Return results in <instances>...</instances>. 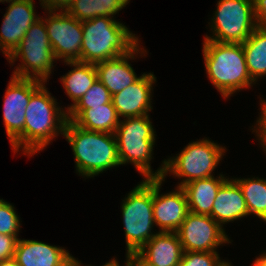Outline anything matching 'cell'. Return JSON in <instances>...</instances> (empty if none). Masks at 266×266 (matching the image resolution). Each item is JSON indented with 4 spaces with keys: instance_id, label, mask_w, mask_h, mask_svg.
<instances>
[{
    "instance_id": "cell-8",
    "label": "cell",
    "mask_w": 266,
    "mask_h": 266,
    "mask_svg": "<svg viewBox=\"0 0 266 266\" xmlns=\"http://www.w3.org/2000/svg\"><path fill=\"white\" fill-rule=\"evenodd\" d=\"M225 149L209 139L189 143L178 156L164 160L163 178L170 172L175 177H185L179 187L195 179L213 177L212 172L222 160Z\"/></svg>"
},
{
    "instance_id": "cell-20",
    "label": "cell",
    "mask_w": 266,
    "mask_h": 266,
    "mask_svg": "<svg viewBox=\"0 0 266 266\" xmlns=\"http://www.w3.org/2000/svg\"><path fill=\"white\" fill-rule=\"evenodd\" d=\"M217 178L213 176L205 179H195L182 186L190 212L211 216L213 203L219 188L229 179L221 174Z\"/></svg>"
},
{
    "instance_id": "cell-23",
    "label": "cell",
    "mask_w": 266,
    "mask_h": 266,
    "mask_svg": "<svg viewBox=\"0 0 266 266\" xmlns=\"http://www.w3.org/2000/svg\"><path fill=\"white\" fill-rule=\"evenodd\" d=\"M246 64L251 79L266 75V29L257 27L242 43Z\"/></svg>"
},
{
    "instance_id": "cell-36",
    "label": "cell",
    "mask_w": 266,
    "mask_h": 266,
    "mask_svg": "<svg viewBox=\"0 0 266 266\" xmlns=\"http://www.w3.org/2000/svg\"><path fill=\"white\" fill-rule=\"evenodd\" d=\"M257 136L259 137L258 140H261V145L264 148V151H266V133H257Z\"/></svg>"
},
{
    "instance_id": "cell-10",
    "label": "cell",
    "mask_w": 266,
    "mask_h": 266,
    "mask_svg": "<svg viewBox=\"0 0 266 266\" xmlns=\"http://www.w3.org/2000/svg\"><path fill=\"white\" fill-rule=\"evenodd\" d=\"M43 84L34 79L11 76L4 96L3 122L10 144L15 152L23 150L25 110L31 95Z\"/></svg>"
},
{
    "instance_id": "cell-31",
    "label": "cell",
    "mask_w": 266,
    "mask_h": 266,
    "mask_svg": "<svg viewBox=\"0 0 266 266\" xmlns=\"http://www.w3.org/2000/svg\"><path fill=\"white\" fill-rule=\"evenodd\" d=\"M41 5L43 8L46 9V11L48 10V12L50 11H58V9L61 11H66L72 0H40Z\"/></svg>"
},
{
    "instance_id": "cell-18",
    "label": "cell",
    "mask_w": 266,
    "mask_h": 266,
    "mask_svg": "<svg viewBox=\"0 0 266 266\" xmlns=\"http://www.w3.org/2000/svg\"><path fill=\"white\" fill-rule=\"evenodd\" d=\"M139 49V46H137L127 55L95 64L97 79L108 89L112 96L140 78L137 77L133 67L128 63L129 59H134L136 53L138 55L140 52L141 54L144 51L146 52L143 48Z\"/></svg>"
},
{
    "instance_id": "cell-3",
    "label": "cell",
    "mask_w": 266,
    "mask_h": 266,
    "mask_svg": "<svg viewBox=\"0 0 266 266\" xmlns=\"http://www.w3.org/2000/svg\"><path fill=\"white\" fill-rule=\"evenodd\" d=\"M202 51L208 78L224 98L254 84L242 44L204 40Z\"/></svg>"
},
{
    "instance_id": "cell-14",
    "label": "cell",
    "mask_w": 266,
    "mask_h": 266,
    "mask_svg": "<svg viewBox=\"0 0 266 266\" xmlns=\"http://www.w3.org/2000/svg\"><path fill=\"white\" fill-rule=\"evenodd\" d=\"M33 4V0L10 2L0 30V50L5 57L15 50L30 26L40 18L35 14Z\"/></svg>"
},
{
    "instance_id": "cell-25",
    "label": "cell",
    "mask_w": 266,
    "mask_h": 266,
    "mask_svg": "<svg viewBox=\"0 0 266 266\" xmlns=\"http://www.w3.org/2000/svg\"><path fill=\"white\" fill-rule=\"evenodd\" d=\"M233 180L242 191L249 215L254 214L266 222V180L255 177Z\"/></svg>"
},
{
    "instance_id": "cell-38",
    "label": "cell",
    "mask_w": 266,
    "mask_h": 266,
    "mask_svg": "<svg viewBox=\"0 0 266 266\" xmlns=\"http://www.w3.org/2000/svg\"><path fill=\"white\" fill-rule=\"evenodd\" d=\"M67 266H81V263L76 260V258H73L68 264Z\"/></svg>"
},
{
    "instance_id": "cell-13",
    "label": "cell",
    "mask_w": 266,
    "mask_h": 266,
    "mask_svg": "<svg viewBox=\"0 0 266 266\" xmlns=\"http://www.w3.org/2000/svg\"><path fill=\"white\" fill-rule=\"evenodd\" d=\"M165 178H153V219L159 232H177L189 212L187 197L182 187L174 192L159 194Z\"/></svg>"
},
{
    "instance_id": "cell-24",
    "label": "cell",
    "mask_w": 266,
    "mask_h": 266,
    "mask_svg": "<svg viewBox=\"0 0 266 266\" xmlns=\"http://www.w3.org/2000/svg\"><path fill=\"white\" fill-rule=\"evenodd\" d=\"M129 2V0H72L66 11L80 22H84L99 16L113 17Z\"/></svg>"
},
{
    "instance_id": "cell-35",
    "label": "cell",
    "mask_w": 266,
    "mask_h": 266,
    "mask_svg": "<svg viewBox=\"0 0 266 266\" xmlns=\"http://www.w3.org/2000/svg\"><path fill=\"white\" fill-rule=\"evenodd\" d=\"M0 266H20L17 260L13 257L7 260L0 261Z\"/></svg>"
},
{
    "instance_id": "cell-28",
    "label": "cell",
    "mask_w": 266,
    "mask_h": 266,
    "mask_svg": "<svg viewBox=\"0 0 266 266\" xmlns=\"http://www.w3.org/2000/svg\"><path fill=\"white\" fill-rule=\"evenodd\" d=\"M20 219L10 203L0 200V234L12 235L18 238Z\"/></svg>"
},
{
    "instance_id": "cell-39",
    "label": "cell",
    "mask_w": 266,
    "mask_h": 266,
    "mask_svg": "<svg viewBox=\"0 0 266 266\" xmlns=\"http://www.w3.org/2000/svg\"><path fill=\"white\" fill-rule=\"evenodd\" d=\"M8 2V3H10V2H12V1H14V0H0V2Z\"/></svg>"
},
{
    "instance_id": "cell-2",
    "label": "cell",
    "mask_w": 266,
    "mask_h": 266,
    "mask_svg": "<svg viewBox=\"0 0 266 266\" xmlns=\"http://www.w3.org/2000/svg\"><path fill=\"white\" fill-rule=\"evenodd\" d=\"M63 135L72 147L79 175L94 177L120 165L114 134L86 130L67 120Z\"/></svg>"
},
{
    "instance_id": "cell-22",
    "label": "cell",
    "mask_w": 266,
    "mask_h": 266,
    "mask_svg": "<svg viewBox=\"0 0 266 266\" xmlns=\"http://www.w3.org/2000/svg\"><path fill=\"white\" fill-rule=\"evenodd\" d=\"M120 120L113 102H110L85 109L73 122L86 130L114 134Z\"/></svg>"
},
{
    "instance_id": "cell-16",
    "label": "cell",
    "mask_w": 266,
    "mask_h": 266,
    "mask_svg": "<svg viewBox=\"0 0 266 266\" xmlns=\"http://www.w3.org/2000/svg\"><path fill=\"white\" fill-rule=\"evenodd\" d=\"M14 258L20 266H67L74 257L61 247L18 239Z\"/></svg>"
},
{
    "instance_id": "cell-11",
    "label": "cell",
    "mask_w": 266,
    "mask_h": 266,
    "mask_svg": "<svg viewBox=\"0 0 266 266\" xmlns=\"http://www.w3.org/2000/svg\"><path fill=\"white\" fill-rule=\"evenodd\" d=\"M44 20L51 48L56 59L80 62L83 37L82 22L67 11H50Z\"/></svg>"
},
{
    "instance_id": "cell-19",
    "label": "cell",
    "mask_w": 266,
    "mask_h": 266,
    "mask_svg": "<svg viewBox=\"0 0 266 266\" xmlns=\"http://www.w3.org/2000/svg\"><path fill=\"white\" fill-rule=\"evenodd\" d=\"M245 198L239 185L227 180L215 197L211 217L222 227L223 224L248 216Z\"/></svg>"
},
{
    "instance_id": "cell-30",
    "label": "cell",
    "mask_w": 266,
    "mask_h": 266,
    "mask_svg": "<svg viewBox=\"0 0 266 266\" xmlns=\"http://www.w3.org/2000/svg\"><path fill=\"white\" fill-rule=\"evenodd\" d=\"M257 27L266 29V0H253Z\"/></svg>"
},
{
    "instance_id": "cell-26",
    "label": "cell",
    "mask_w": 266,
    "mask_h": 266,
    "mask_svg": "<svg viewBox=\"0 0 266 266\" xmlns=\"http://www.w3.org/2000/svg\"><path fill=\"white\" fill-rule=\"evenodd\" d=\"M112 102V95L98 80L81 97V99L67 111V120L74 121L85 109L101 106Z\"/></svg>"
},
{
    "instance_id": "cell-34",
    "label": "cell",
    "mask_w": 266,
    "mask_h": 266,
    "mask_svg": "<svg viewBox=\"0 0 266 266\" xmlns=\"http://www.w3.org/2000/svg\"><path fill=\"white\" fill-rule=\"evenodd\" d=\"M253 266H266V253L261 254L257 257L253 263Z\"/></svg>"
},
{
    "instance_id": "cell-37",
    "label": "cell",
    "mask_w": 266,
    "mask_h": 266,
    "mask_svg": "<svg viewBox=\"0 0 266 266\" xmlns=\"http://www.w3.org/2000/svg\"><path fill=\"white\" fill-rule=\"evenodd\" d=\"M102 266H119V263L116 259H112L111 261H109L108 263H106L105 265H102ZM125 266H129L127 260H126Z\"/></svg>"
},
{
    "instance_id": "cell-5",
    "label": "cell",
    "mask_w": 266,
    "mask_h": 266,
    "mask_svg": "<svg viewBox=\"0 0 266 266\" xmlns=\"http://www.w3.org/2000/svg\"><path fill=\"white\" fill-rule=\"evenodd\" d=\"M114 135L120 165L132 163L145 179L163 178L164 162L155 173L150 166L156 135L149 115L120 120Z\"/></svg>"
},
{
    "instance_id": "cell-29",
    "label": "cell",
    "mask_w": 266,
    "mask_h": 266,
    "mask_svg": "<svg viewBox=\"0 0 266 266\" xmlns=\"http://www.w3.org/2000/svg\"><path fill=\"white\" fill-rule=\"evenodd\" d=\"M17 241L15 236L0 234V261L14 257Z\"/></svg>"
},
{
    "instance_id": "cell-12",
    "label": "cell",
    "mask_w": 266,
    "mask_h": 266,
    "mask_svg": "<svg viewBox=\"0 0 266 266\" xmlns=\"http://www.w3.org/2000/svg\"><path fill=\"white\" fill-rule=\"evenodd\" d=\"M177 234L184 252H216L221 244L231 243L223 227L211 216L190 211Z\"/></svg>"
},
{
    "instance_id": "cell-27",
    "label": "cell",
    "mask_w": 266,
    "mask_h": 266,
    "mask_svg": "<svg viewBox=\"0 0 266 266\" xmlns=\"http://www.w3.org/2000/svg\"><path fill=\"white\" fill-rule=\"evenodd\" d=\"M179 266H232L221 261L218 252H184Z\"/></svg>"
},
{
    "instance_id": "cell-15",
    "label": "cell",
    "mask_w": 266,
    "mask_h": 266,
    "mask_svg": "<svg viewBox=\"0 0 266 266\" xmlns=\"http://www.w3.org/2000/svg\"><path fill=\"white\" fill-rule=\"evenodd\" d=\"M155 81L156 77L152 73H143L136 82L112 96L119 118L148 115L152 110L151 91Z\"/></svg>"
},
{
    "instance_id": "cell-9",
    "label": "cell",
    "mask_w": 266,
    "mask_h": 266,
    "mask_svg": "<svg viewBox=\"0 0 266 266\" xmlns=\"http://www.w3.org/2000/svg\"><path fill=\"white\" fill-rule=\"evenodd\" d=\"M212 18V37L204 40L242 44L257 28L253 0H219Z\"/></svg>"
},
{
    "instance_id": "cell-7",
    "label": "cell",
    "mask_w": 266,
    "mask_h": 266,
    "mask_svg": "<svg viewBox=\"0 0 266 266\" xmlns=\"http://www.w3.org/2000/svg\"><path fill=\"white\" fill-rule=\"evenodd\" d=\"M127 254L137 253L155 235L153 219V178L144 179L122 203Z\"/></svg>"
},
{
    "instance_id": "cell-17",
    "label": "cell",
    "mask_w": 266,
    "mask_h": 266,
    "mask_svg": "<svg viewBox=\"0 0 266 266\" xmlns=\"http://www.w3.org/2000/svg\"><path fill=\"white\" fill-rule=\"evenodd\" d=\"M183 253L177 232H158L136 254L153 266H179Z\"/></svg>"
},
{
    "instance_id": "cell-33",
    "label": "cell",
    "mask_w": 266,
    "mask_h": 266,
    "mask_svg": "<svg viewBox=\"0 0 266 266\" xmlns=\"http://www.w3.org/2000/svg\"><path fill=\"white\" fill-rule=\"evenodd\" d=\"M129 266H153L144 262L136 253L126 255Z\"/></svg>"
},
{
    "instance_id": "cell-6",
    "label": "cell",
    "mask_w": 266,
    "mask_h": 266,
    "mask_svg": "<svg viewBox=\"0 0 266 266\" xmlns=\"http://www.w3.org/2000/svg\"><path fill=\"white\" fill-rule=\"evenodd\" d=\"M18 58L22 59V64L15 68L12 76L34 79L44 84L47 82L51 69L54 67L53 62L57 59L49 42L44 19L41 17L30 26L7 60L12 64Z\"/></svg>"
},
{
    "instance_id": "cell-21",
    "label": "cell",
    "mask_w": 266,
    "mask_h": 266,
    "mask_svg": "<svg viewBox=\"0 0 266 266\" xmlns=\"http://www.w3.org/2000/svg\"><path fill=\"white\" fill-rule=\"evenodd\" d=\"M65 63L74 67L73 70L61 78L67 95L74 102L67 108L66 111H68L92 87L97 79V71L94 64L79 61Z\"/></svg>"
},
{
    "instance_id": "cell-4",
    "label": "cell",
    "mask_w": 266,
    "mask_h": 266,
    "mask_svg": "<svg viewBox=\"0 0 266 266\" xmlns=\"http://www.w3.org/2000/svg\"><path fill=\"white\" fill-rule=\"evenodd\" d=\"M57 102L42 84L30 97L25 112L23 152L34 155L43 150L60 132L64 133L67 111L57 107Z\"/></svg>"
},
{
    "instance_id": "cell-1",
    "label": "cell",
    "mask_w": 266,
    "mask_h": 266,
    "mask_svg": "<svg viewBox=\"0 0 266 266\" xmlns=\"http://www.w3.org/2000/svg\"><path fill=\"white\" fill-rule=\"evenodd\" d=\"M113 17L99 16L82 22L80 62L97 64L132 52L138 37Z\"/></svg>"
},
{
    "instance_id": "cell-32",
    "label": "cell",
    "mask_w": 266,
    "mask_h": 266,
    "mask_svg": "<svg viewBox=\"0 0 266 266\" xmlns=\"http://www.w3.org/2000/svg\"><path fill=\"white\" fill-rule=\"evenodd\" d=\"M261 115L260 118L257 120L258 129H256L255 133H266V101L261 100Z\"/></svg>"
}]
</instances>
